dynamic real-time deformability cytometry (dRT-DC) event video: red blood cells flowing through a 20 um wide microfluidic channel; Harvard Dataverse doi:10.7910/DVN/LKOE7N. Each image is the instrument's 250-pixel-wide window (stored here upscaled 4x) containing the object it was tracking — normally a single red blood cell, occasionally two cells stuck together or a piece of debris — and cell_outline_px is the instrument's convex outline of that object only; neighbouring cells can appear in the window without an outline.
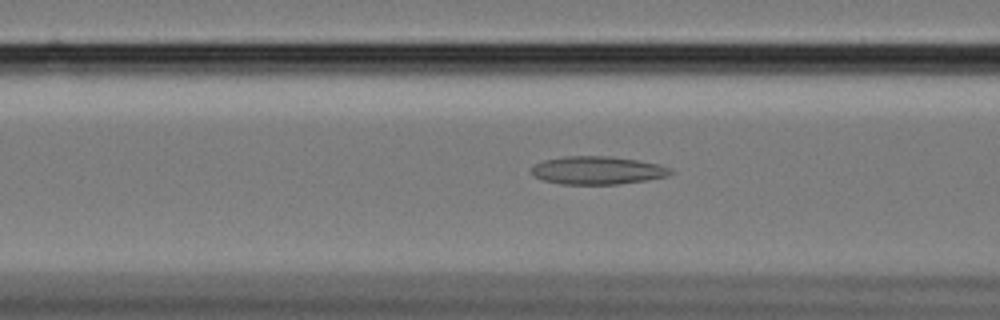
{"species": "Egyptian fruit bat (a non-hibernating species)", "species_latin": "Rousettus aegyptiacus", "temperature_condition": "cold", "stored_images_in_passage": 45, "camera_frame_rate_fps": 3000, "um_per_image_px": 0.085, "animal": {"sex": "female"}, "frame": {"image": 1, "passage_image": 10, "time_ms": 3.0, "image_size_px": [1000, 320], "cell_outline_px": [[676, 172], [664, 176], [644, 180], [616, 184], [560, 184], [544, 180], [536, 176], [532, 172], [532, 168], [536, 164], [544, 160], [564, 156], [612, 156], [636, 160], [656, 164], [668, 168]], "centroid_in_image_um": [50.76, 14.47], "position_along_channel_um": 115.8, "area_um2": 22.31}}
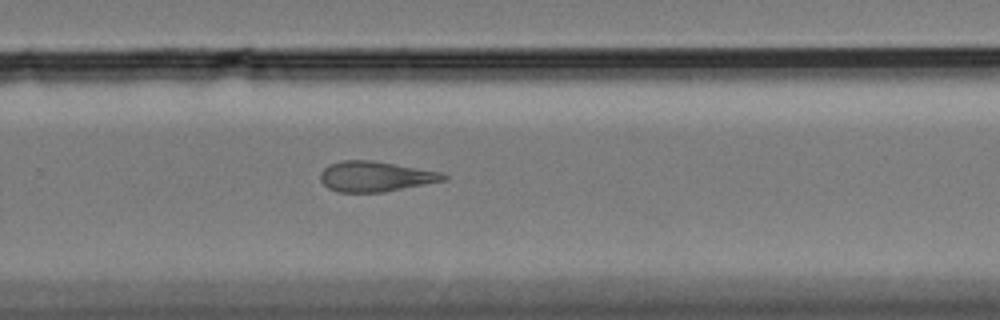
{"frame": {"image": 2, "passage_image": 26, "time_ms": 8.333, "image_size_px": [1000, 320], "cell_outline_px": [[448, 176], [444, 180], [424, 184], [380, 192], [336, 192], [328, 188], [320, 180], [320, 172], [328, 164], [344, 160], [372, 160], [440, 172]], "centroid_in_image_um": [31.83, 14.99], "position_along_channel_um": 298.0, "area_um2": 21.44}}
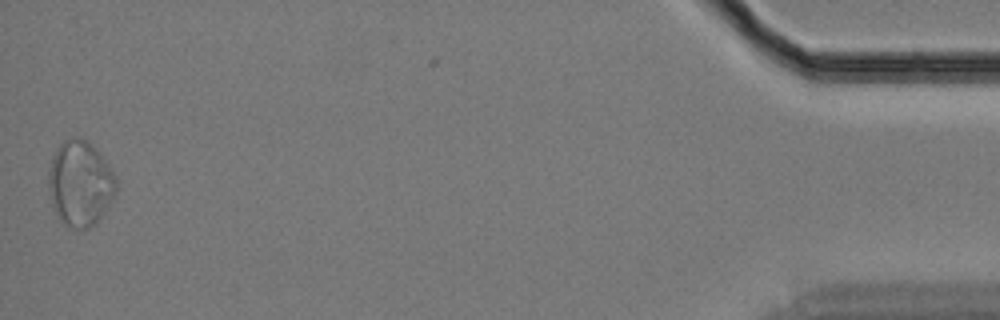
{"frame": {"image": 3, "passage_image": 45, "time_ms": 14.667, "image_size_px": [1000, 320], "cell_outline_px": [[116, 188], [104, 212], [96, 224], [84, 232], [72, 228], [64, 224], [60, 220], [52, 204], [48, 192], [48, 172], [52, 156], [56, 148], [64, 140], [72, 136], [80, 136], [104, 160], [116, 176]], "centroid_in_image_um": [6.76, 15.63], "position_along_channel_um": 428.4, "area_um2": 33.58}, "authors_computed_cell_mechanics": {"area_um2": 22.6576, "velocity_mm_per_s": 3.4136, "shape_relaxation_time_tau1_ms": null, "shape_relaxation_time_tau2_ms": 6.399, "deformation_change_tau1": null, "deformation_change_tau2": 0.1567}}